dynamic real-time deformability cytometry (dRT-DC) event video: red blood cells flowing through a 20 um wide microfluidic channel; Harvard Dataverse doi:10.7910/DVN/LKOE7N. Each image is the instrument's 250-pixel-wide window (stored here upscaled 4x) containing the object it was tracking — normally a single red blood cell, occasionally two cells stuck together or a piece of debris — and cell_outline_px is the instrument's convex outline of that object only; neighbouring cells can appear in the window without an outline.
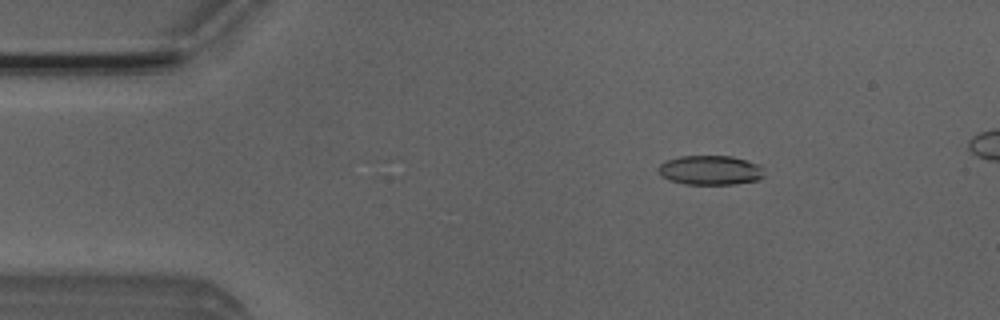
{"species": "Egyptian fruit bat (a non-hibernating species)", "species_latin": "Rousettus aegyptiacus", "temperature_condition": "room temperature", "stored_images_in_passage": 34, "camera_frame_rate_fps": 3000, "um_per_image_px": 0.085, "animal": {"sex": "male"}, "frame": {"image": 1, "passage_image": 8, "time_ms": 2.333, "image_size_px": [1000, 320], "cell_outline_px": [[764, 176], [760, 180], [732, 184], [684, 184], [668, 180], [660, 176], [656, 172], [656, 168], [664, 160], [680, 156], [732, 156], [760, 164]], "centroid_in_image_um": [60.32, 14.46], "position_along_channel_um": 24.7, "area_um2": 18.5}}
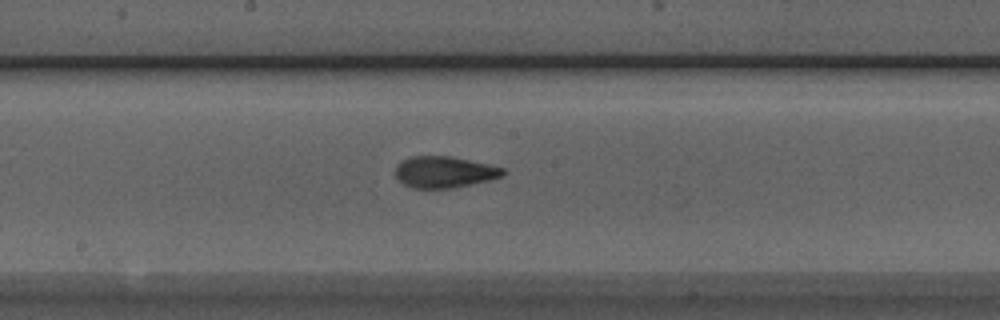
{"frame": {"image": 2, "passage_image": 27, "time_ms": 8.667, "image_size_px": [1000, 320], "cell_outline_px": [[508, 172], [504, 176], [492, 180], [452, 188], [416, 188], [404, 184], [396, 176], [396, 164], [400, 160], [408, 156], [452, 156], [488, 164], [504, 168]], "centroid_in_image_um": [37.81, 14.61], "position_along_channel_um": 210.4, "area_um2": 19.94}}
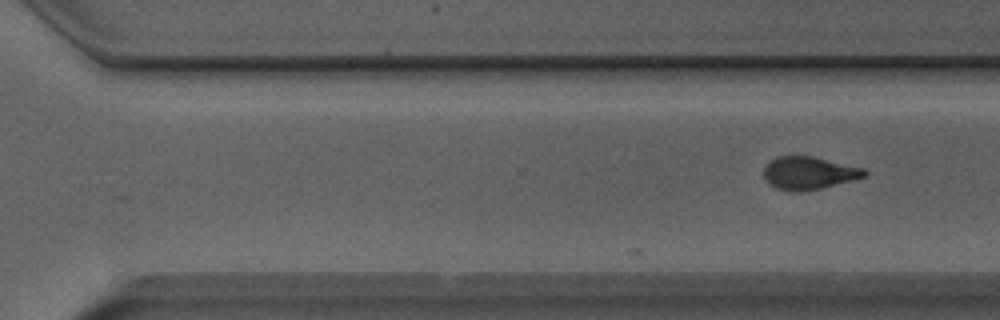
{"frame": {"image": 3, "passage_image": 34, "time_ms": 11.0, "image_size_px": [1000, 320], "cell_outline_px": [[868, 176], [820, 188], [800, 192], [788, 192], [776, 188], [768, 184], [764, 180], [764, 168], [776, 156], [812, 156], [864, 168], [868, 172]], "centroid_in_image_um": [68.74, 14.72], "position_along_channel_um": 301.9, "area_um2": 19.31}}